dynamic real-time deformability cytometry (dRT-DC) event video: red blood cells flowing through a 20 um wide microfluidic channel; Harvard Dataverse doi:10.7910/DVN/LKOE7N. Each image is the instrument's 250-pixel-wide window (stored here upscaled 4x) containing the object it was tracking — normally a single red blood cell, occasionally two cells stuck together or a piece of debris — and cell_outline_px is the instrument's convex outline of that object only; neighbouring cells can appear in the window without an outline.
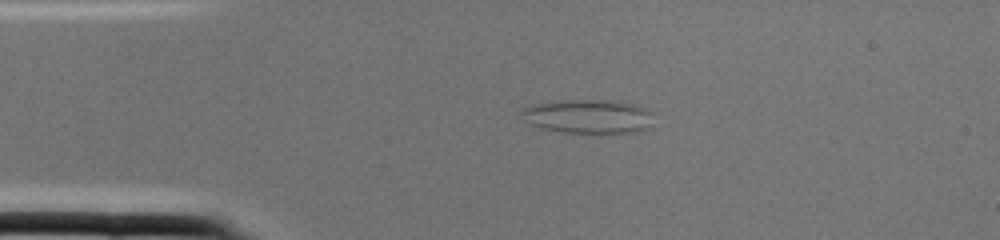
{"species": "common noctule bat (a hibernating species)", "species_latin": "Nyctalus noctula", "temperature_condition": "cold", "stored_images_in_passage": 1, "camera_frame_rate_fps": 3000, "um_per_image_px": 0.085, "animal": {"sex": "female", "body_mass_g": 22.0, "forearm_length_mm": 56.7}, "frame": {"image": 1, "passage_image": 1, "time_ms": 0.0, "image_size_px": [1000, 240], "cell_outline_px": [[652, 128], [640, 132], [564, 132], [540, 128], [528, 124], [524, 120], [520, 112], [520, 108], [532, 104], [560, 100], [608, 100], [636, 104], [644, 108], [648, 112]], "centroid_in_image_um": [49.93, 9.89], "position_along_channel_um": 35.1, "area_um2": 26.18}}